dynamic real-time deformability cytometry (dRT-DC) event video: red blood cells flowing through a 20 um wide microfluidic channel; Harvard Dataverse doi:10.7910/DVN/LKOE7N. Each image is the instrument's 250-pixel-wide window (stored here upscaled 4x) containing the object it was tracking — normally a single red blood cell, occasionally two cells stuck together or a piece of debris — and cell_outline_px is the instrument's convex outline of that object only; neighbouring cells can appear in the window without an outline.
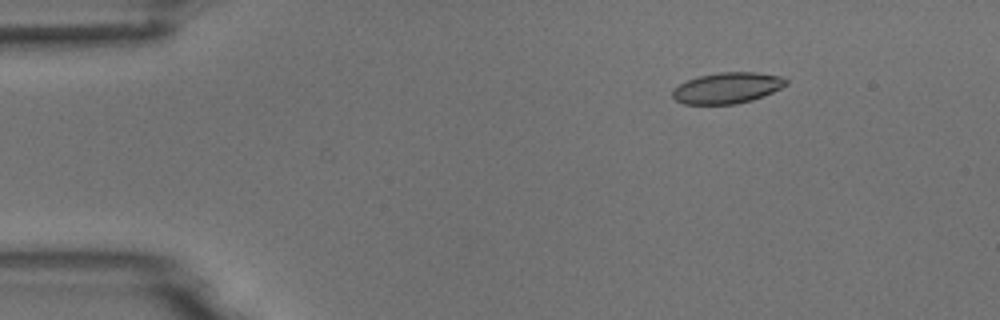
{"species": "common noctule bat (a hibernating species)", "species_latin": "Nyctalus noctula", "temperature_condition": "room temperature", "stored_images_in_passage": 5, "camera_frame_rate_fps": 3000, "um_per_image_px": 0.085, "animal": {"sex": "male", "body_mass_g": 18.8}, "frame": {"image": 1, "passage_image": 2, "time_ms": 1.333, "image_size_px": [1000, 320], "cell_outline_px": [[788, 84], [764, 96], [752, 100], [736, 104], [684, 104], [676, 100], [672, 96], [672, 92], [680, 84], [688, 80], [700, 76], [720, 72], [756, 72], [784, 76], [788, 80]], "centroid_in_image_um": [61.87, 7.47], "position_along_channel_um": 23.1, "area_um2": 20.46}}
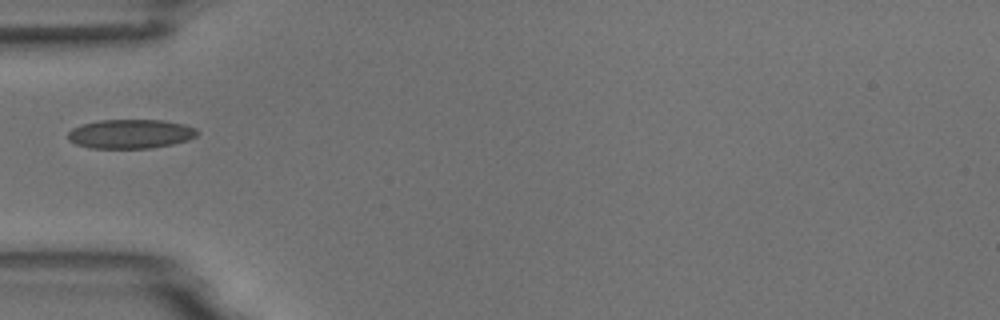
{"frame": {"image": 2, "passage_image": 5, "time_ms": 4.667, "image_size_px": [1000, 320], "cell_outline_px": [[200, 132], [196, 136], [188, 140], [172, 144], [148, 148], [88, 148], [76, 144], [68, 140], [68, 132], [72, 128], [84, 124], [100, 120], [164, 120], [184, 124], [196, 128]], "centroid_in_image_um": [11.11, 11.38], "position_along_channel_um": 73.9, "area_um2": 22.02}}